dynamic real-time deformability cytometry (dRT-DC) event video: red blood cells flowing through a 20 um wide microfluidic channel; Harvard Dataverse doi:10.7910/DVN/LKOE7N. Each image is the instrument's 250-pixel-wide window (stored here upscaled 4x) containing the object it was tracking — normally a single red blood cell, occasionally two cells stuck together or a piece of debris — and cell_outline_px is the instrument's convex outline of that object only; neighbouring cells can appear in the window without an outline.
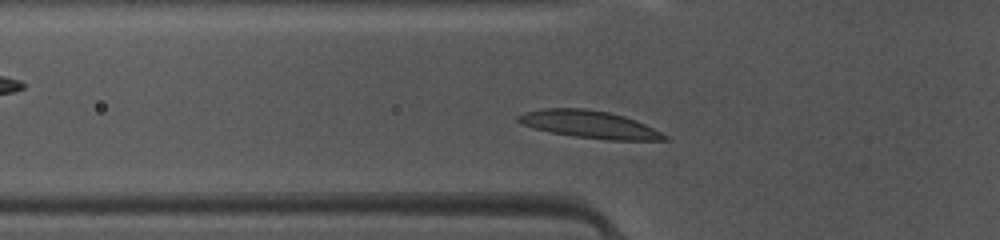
{"species": "common noctule bat (a hibernating species)", "species_latin": "Nyctalus noctula", "temperature_condition": "warm", "stored_images_in_passage": 36, "camera_frame_rate_fps": 3000, "um_per_image_px": 0.085, "animal": {"sex": "female", "body_mass_g": 10.0, "forearm_length_mm": 53.1}, "frame": {"image": 1, "passage_image": 3, "time_ms": 0.667, "image_size_px": [1000, 240], "cell_outline_px": [[668, 140], [608, 140], [572, 136], [552, 132], [520, 124], [516, 120], [516, 116], [524, 112], [544, 108], [584, 108], [608, 112], [624, 116], [636, 120], [668, 136]], "centroid_in_image_um": [50.07, 10.57], "position_along_channel_um": 75.7, "area_um2": 23.29}}
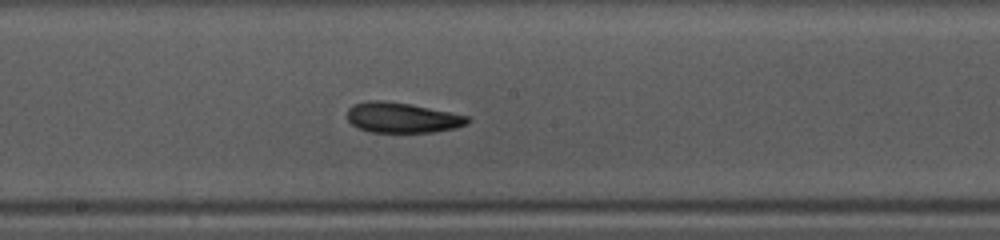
{"frame": {"image": 2, "passage_image": 13, "time_ms": 4.0, "image_size_px": [1000, 240], "cell_outline_px": [[472, 120], [468, 124], [456, 128], [432, 132], [372, 132], [360, 128], [352, 124], [348, 120], [348, 108], [352, 104], [368, 100], [384, 100], [412, 104], [452, 112], [468, 116]], "centroid_in_image_um": [34.22, 9.98], "position_along_channel_um": 214.0, "area_um2": 21.44}}
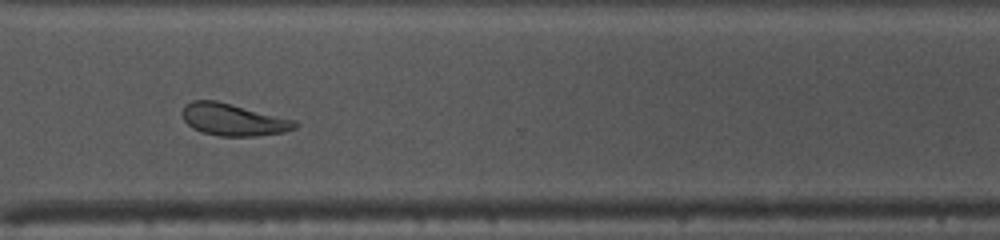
{"frame": {"image": 3, "passage_image": 23, "time_ms": 7.333, "image_size_px": [1000, 240], "cell_outline_px": [[300, 124], [296, 128], [284, 132], [256, 136], [220, 136], [200, 132], [192, 128], [184, 120], [184, 104], [192, 100], [216, 100], [296, 120]], "centroid_in_image_um": [19.85, 10.17], "position_along_channel_um": 350.7, "area_um2": 21.1}}